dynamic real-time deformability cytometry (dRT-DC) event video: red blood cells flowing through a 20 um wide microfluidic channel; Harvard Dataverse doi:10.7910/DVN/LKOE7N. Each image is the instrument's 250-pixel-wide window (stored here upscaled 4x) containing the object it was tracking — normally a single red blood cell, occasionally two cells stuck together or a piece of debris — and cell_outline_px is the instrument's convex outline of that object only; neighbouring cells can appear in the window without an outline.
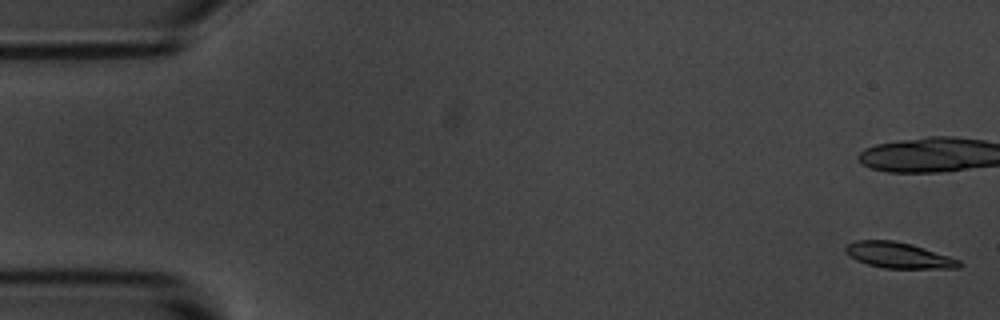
{"species": "common noctule bat (a hibernating species)", "species_latin": "Nyctalus noctula", "temperature_condition": "room temperature", "stored_images_in_passage": 7, "camera_frame_rate_fps": 3000, "um_per_image_px": 0.085, "animal": {"sex": "male", "body_mass_g": 20.1, "forearm_length_mm": 53.5}, "frame": {"image": 1, "passage_image": 1, "time_ms": 0.0, "image_size_px": [1000, 320], "cell_outline_px": [[964, 264], [960, 268], [884, 268], [868, 264], [856, 260], [844, 252], [844, 248], [848, 244], [856, 240], [892, 240], [912, 244], [960, 260]], "centroid_in_image_um": [76.37, 21.7], "position_along_channel_um": 8.6, "area_um2": 17.05}}
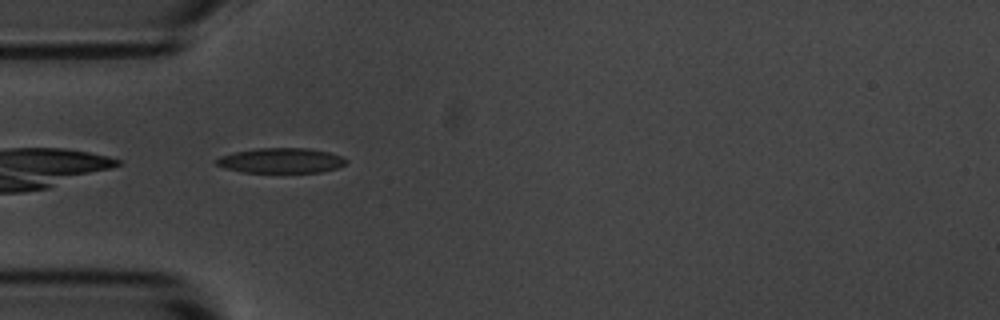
{"frame": {"image": 2, "passage_image": 6, "time_ms": 5.667, "image_size_px": [1000, 320], "cell_outline_px": [[348, 160], [344, 164], [336, 168], [320, 172], [240, 172], [224, 168], [216, 164], [216, 160], [220, 156], [236, 152], [260, 148], [308, 148], [328, 152], [340, 156]], "centroid_in_image_um": [23.87, 13.65], "position_along_channel_um": 61.1, "area_um2": 18.73}}